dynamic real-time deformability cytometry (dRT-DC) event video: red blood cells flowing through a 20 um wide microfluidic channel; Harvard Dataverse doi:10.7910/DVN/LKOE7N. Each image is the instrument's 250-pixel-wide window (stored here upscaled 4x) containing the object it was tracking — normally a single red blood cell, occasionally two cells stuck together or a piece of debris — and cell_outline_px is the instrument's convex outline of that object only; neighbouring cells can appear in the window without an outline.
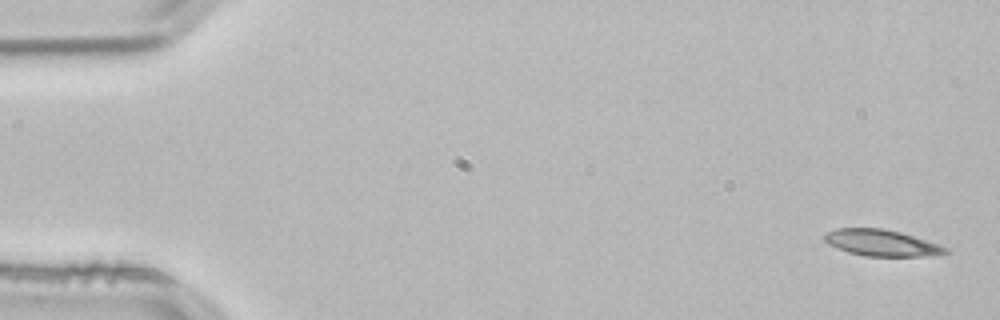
{"species": "common noctule bat (a hibernating species)", "species_latin": "Nyctalus noctula", "temperature_condition": "room temperature", "stored_images_in_passage": 52, "camera_frame_rate_fps": 3000, "um_per_image_px": 0.085, "animal": {"sex": "male", "body_mass_g": 21.5, "forearm_length_mm": 52.0}, "frame": {"image": 1, "passage_image": 1, "time_ms": 0.0, "image_size_px": [1000, 320], "cell_outline_px": [[948, 252], [932, 256], [864, 256], [848, 252], [836, 248], [828, 244], [824, 240], [824, 236], [828, 232], [836, 228], [884, 228], [900, 232], [948, 248]], "centroid_in_image_um": [74.89, 20.65], "position_along_channel_um": 10.1, "area_um2": 18.44}}
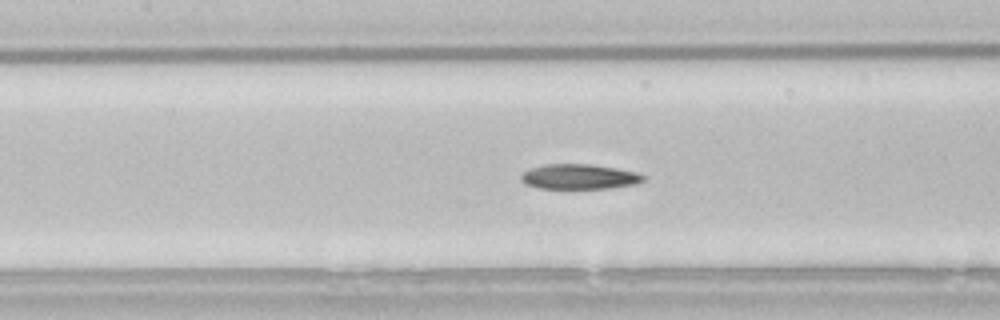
{"frame": {"image": 2, "passage_image": 23, "time_ms": 7.333, "image_size_px": [1000, 320], "cell_outline_px": [[648, 176], [644, 180], [636, 184], [608, 188], [540, 188], [528, 184], [520, 180], [520, 176], [524, 172], [532, 168], [544, 164], [592, 164], [616, 168], [636, 172]], "centroid_in_image_um": [49.28, 15.01], "position_along_channel_um": 158.1, "area_um2": 17.74}}
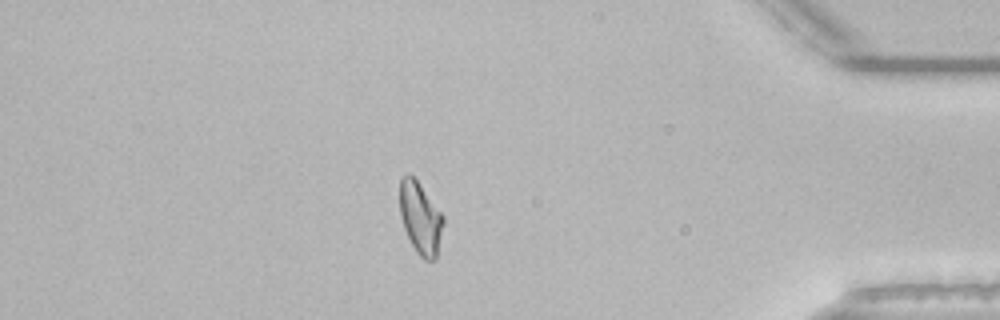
{"frame": {"image": 3, "passage_image": 45, "time_ms": 14.667, "image_size_px": [1000, 320], "cell_outline_px": [[444, 224], [436, 260], [424, 260], [416, 252], [404, 228], [400, 216], [400, 180], [408, 172], [420, 184], [444, 216]], "centroid_in_image_um": [35.75, 18.55], "position_along_channel_um": 399.5, "area_um2": 18.26}, "authors_computed_cell_mechanics": {"area_um2": 18.6983, "velocity_mm_per_s": 3.8309, "shape_relaxation_time_tau1_ms": 8.6808, "shape_relaxation_time_tau2_ms": 5.7301, "deformation_change_tau1": 0.2167, "deformation_change_tau2": 0.1193}}